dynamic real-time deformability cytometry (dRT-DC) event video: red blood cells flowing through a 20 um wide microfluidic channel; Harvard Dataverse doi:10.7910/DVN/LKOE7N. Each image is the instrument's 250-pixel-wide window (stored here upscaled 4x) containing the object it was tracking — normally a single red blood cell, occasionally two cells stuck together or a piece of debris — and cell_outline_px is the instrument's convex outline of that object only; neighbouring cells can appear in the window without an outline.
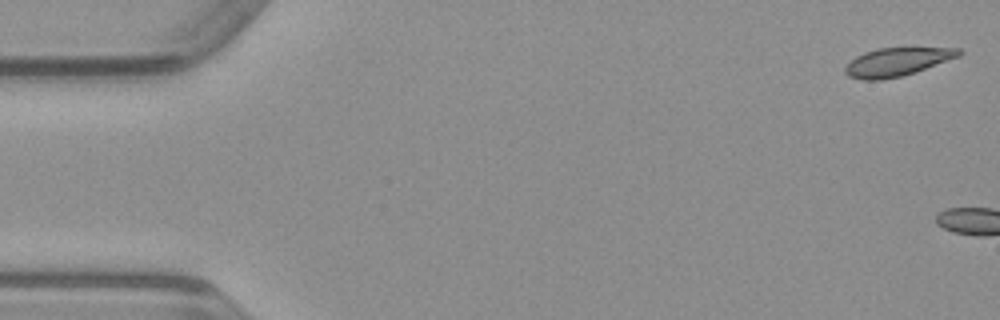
{"species": "common noctule bat (a hibernating species)", "species_latin": "Nyctalus noctula", "temperature_condition": "warm", "stored_images_in_passage": 3, "camera_frame_rate_fps": 3000, "um_per_image_px": 0.085, "animal": {"sex": "male", "body_mass_g": 23.1, "forearm_length_mm": 52.7}, "frame": {"image": 1, "passage_image": 1, "time_ms": 0.0, "image_size_px": [1000, 320], "cell_outline_px": [[964, 52], [960, 56], [916, 72], [904, 76], [880, 80], [864, 80], [848, 76], [844, 72], [844, 68], [856, 56], [864, 52], [880, 48], [960, 48]], "centroid_in_image_um": [76.26, 5.27], "position_along_channel_um": 8.7, "area_um2": 18.79}}